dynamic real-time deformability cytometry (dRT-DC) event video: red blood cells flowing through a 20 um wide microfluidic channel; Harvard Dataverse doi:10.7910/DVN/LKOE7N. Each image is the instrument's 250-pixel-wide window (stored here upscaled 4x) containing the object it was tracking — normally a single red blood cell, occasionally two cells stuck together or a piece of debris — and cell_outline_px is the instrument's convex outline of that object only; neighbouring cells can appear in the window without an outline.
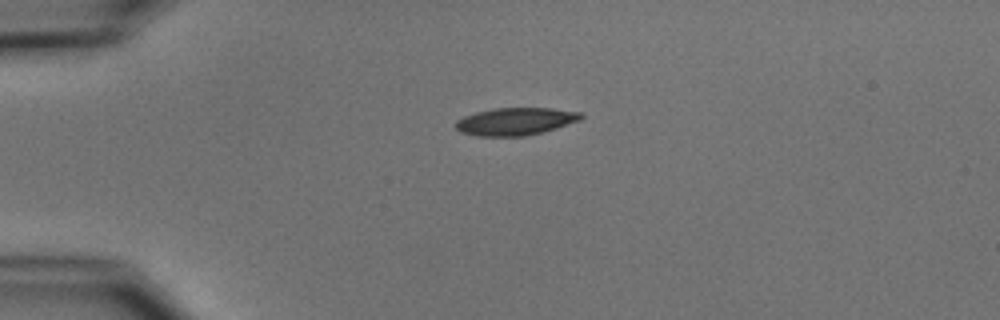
{"species": "common noctule bat (a hibernating species)", "species_latin": "Nyctalus noctula", "temperature_condition": "cold", "stored_images_in_passage": 18, "camera_frame_rate_fps": 3000, "um_per_image_px": 0.085, "animal": {"sex": "male", "body_mass_g": 15.6}, "frame": {"image": 1, "passage_image": 1, "time_ms": 0.0, "image_size_px": [1000, 320], "cell_outline_px": [[584, 116], [580, 120], [556, 128], [524, 136], [476, 136], [460, 132], [456, 128], [456, 120], [464, 116], [476, 112], [492, 108], [552, 108], [580, 112]], "centroid_in_image_um": [43.79, 10.31], "position_along_channel_um": 41.2, "area_um2": 20.06}}
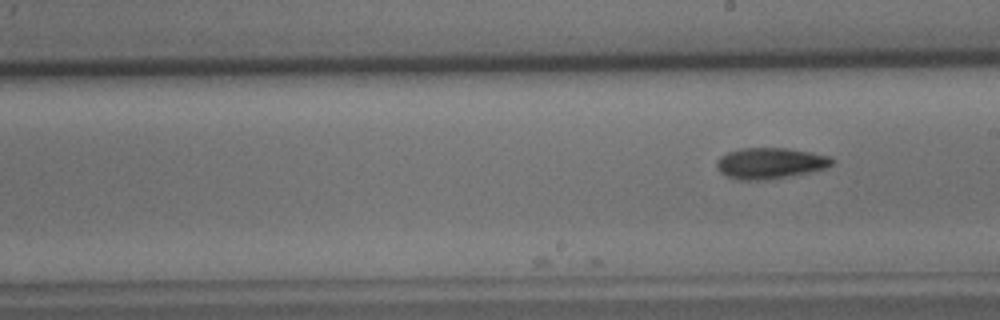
{"frame": {"image": 2, "passage_image": 18, "time_ms": 5.667, "image_size_px": [1000, 320], "cell_outline_px": [[832, 164], [824, 168], [808, 172], [768, 180], [740, 180], [728, 176], [720, 172], [716, 168], [716, 160], [720, 156], [728, 152], [740, 148], [788, 148], [812, 152], [832, 156]], "centroid_in_image_um": [65.43, 13.86], "position_along_channel_um": 223.6, "area_um2": 20.87}}